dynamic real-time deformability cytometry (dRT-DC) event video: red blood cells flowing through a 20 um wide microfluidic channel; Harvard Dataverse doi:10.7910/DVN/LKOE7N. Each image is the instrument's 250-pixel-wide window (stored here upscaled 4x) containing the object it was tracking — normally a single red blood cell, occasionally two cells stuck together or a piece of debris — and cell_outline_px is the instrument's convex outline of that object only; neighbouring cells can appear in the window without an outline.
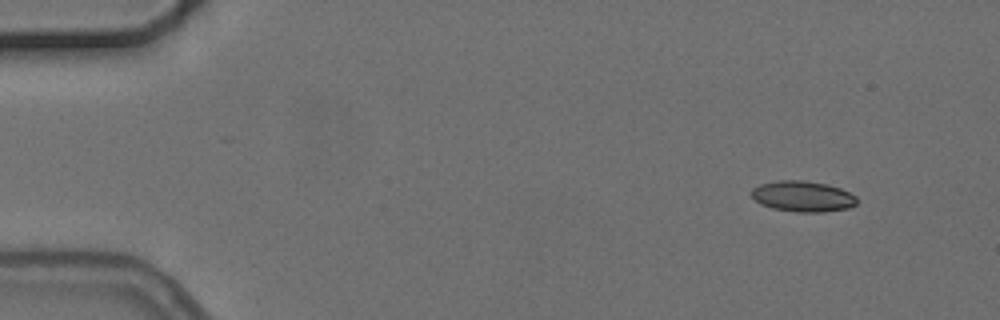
{"species": "common noctule bat (a hibernating species)", "species_latin": "Nyctalus noctula", "temperature_condition": "cold", "stored_images_in_passage": 3, "camera_frame_rate_fps": 3000, "um_per_image_px": 0.085, "animal": {"sex": "female", "body_mass_g": 24.6, "forearm_length_mm": 56.2}, "frame": {"image": 1, "passage_image": 1, "time_ms": 0.0, "image_size_px": [1000, 320], "cell_outline_px": [[860, 200], [856, 204], [848, 208], [824, 212], [796, 212], [772, 208], [760, 204], [752, 196], [752, 188], [760, 184], [780, 180], [804, 180], [828, 184], [840, 188], [856, 196]], "centroid_in_image_um": [68.26, 16.69], "position_along_channel_um": 16.7, "area_um2": 19.02}}
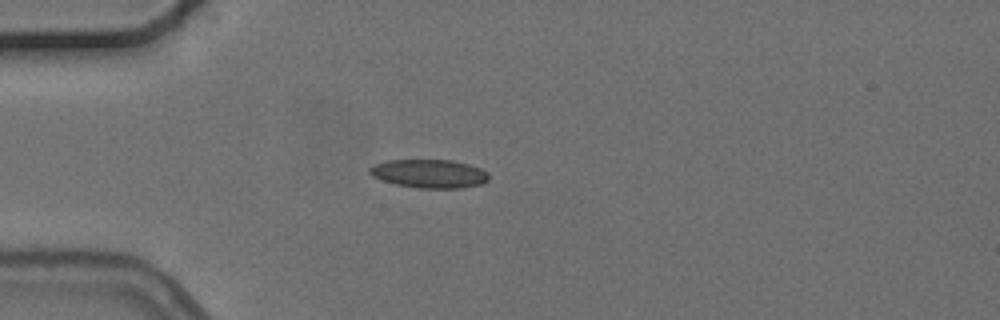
{"frame": {"image": 2, "passage_image": 3, "time_ms": 3.333, "image_size_px": [1000, 320], "cell_outline_px": [[488, 180], [480, 184], [460, 188], [420, 188], [396, 184], [372, 176], [368, 172], [368, 168], [376, 164], [388, 160], [452, 160], [468, 164], [480, 168], [488, 172]], "centroid_in_image_um": [36.49, 14.75], "position_along_channel_um": 48.5, "area_um2": 19.65}}